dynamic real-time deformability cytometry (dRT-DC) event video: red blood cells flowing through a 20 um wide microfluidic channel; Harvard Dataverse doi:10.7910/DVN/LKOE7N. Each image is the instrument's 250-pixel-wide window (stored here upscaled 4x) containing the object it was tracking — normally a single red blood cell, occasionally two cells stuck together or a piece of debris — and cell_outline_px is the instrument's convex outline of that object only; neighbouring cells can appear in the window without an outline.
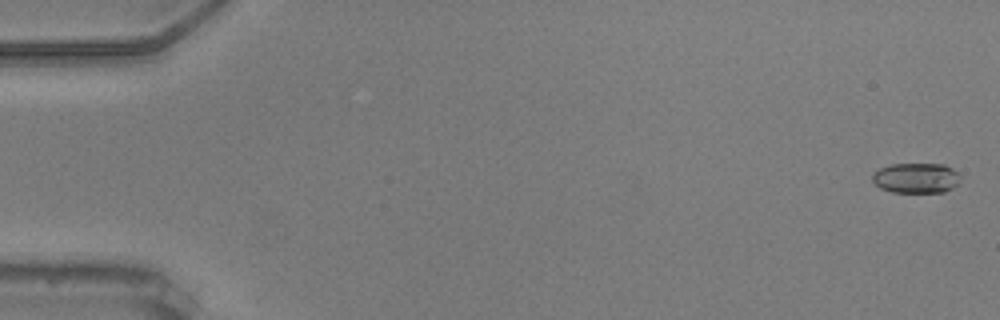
{"species": "common noctule bat (a hibernating species)", "species_latin": "Nyctalus noctula", "temperature_condition": "warm", "stored_images_in_passage": 57, "camera_frame_rate_fps": 3000, "um_per_image_px": 0.085, "animal": {"sex": "male", "body_mass_g": 20.5, "forearm_length_mm": 52.5}, "frame": {"image": 1, "passage_image": 2, "time_ms": 0.333, "image_size_px": [1000, 320], "cell_outline_px": [[960, 180], [952, 188], [944, 192], [892, 192], [880, 188], [872, 180], [872, 172], [888, 164], [944, 164], [952, 168], [960, 176]], "centroid_in_image_um": [77.84, 15.12], "position_along_channel_um": 7.2, "area_um2": 15.55}}
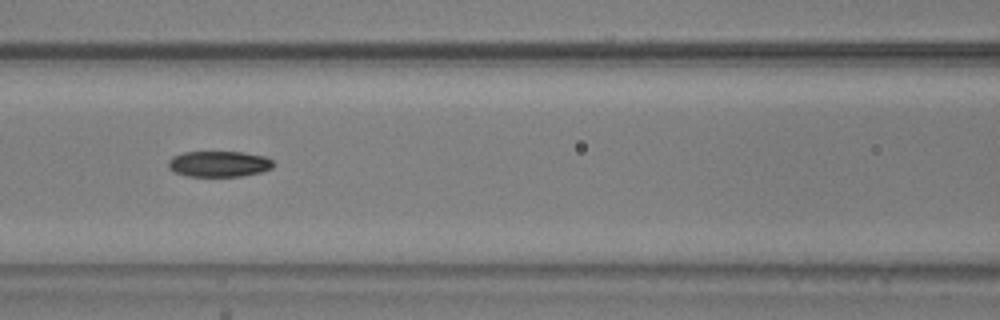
{"frame": {"image": 2, "passage_image": 26, "time_ms": 8.333, "image_size_px": [1000, 320], "cell_outline_px": [[276, 164], [272, 168], [260, 172], [240, 176], [188, 176], [176, 172], [168, 168], [168, 160], [172, 156], [184, 152], [240, 152], [264, 156], [272, 160]], "centroid_in_image_um": [18.61, 13.93], "position_along_channel_um": 148.0, "area_um2": 15.78}}
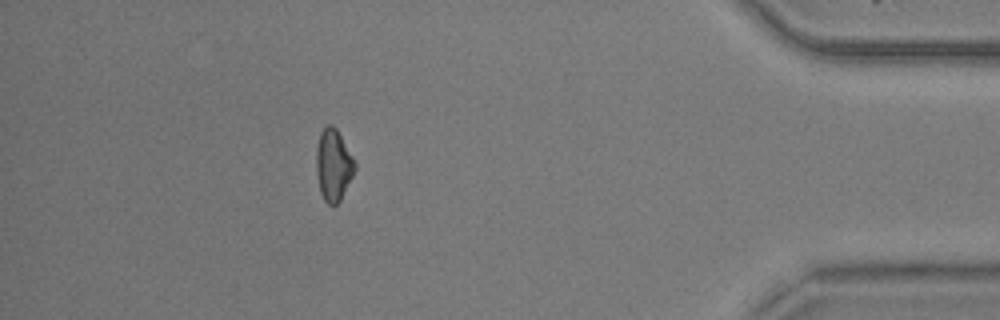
{"frame": {"image": 3, "passage_image": 51, "time_ms": 16.667, "image_size_px": [1000, 320], "cell_outline_px": [[356, 168], [340, 200], [332, 208], [324, 200], [320, 192], [316, 172], [316, 148], [320, 132], [328, 124], [332, 124], [336, 128], [352, 156], [356, 164]], "centroid_in_image_um": [28.32, 14.04], "position_along_channel_um": 406.9, "area_um2": 16.07}, "authors_computed_cell_mechanics": {"area_um2": 16.1262, "velocity_mm_per_s": 3.6669, "shape_relaxation_time_tau1_ms": 10.3321, "shape_relaxation_time_tau2_ms": 5.8776, "deformation_change_tau1": 0.2192, "deformation_change_tau2": 0.1098}}